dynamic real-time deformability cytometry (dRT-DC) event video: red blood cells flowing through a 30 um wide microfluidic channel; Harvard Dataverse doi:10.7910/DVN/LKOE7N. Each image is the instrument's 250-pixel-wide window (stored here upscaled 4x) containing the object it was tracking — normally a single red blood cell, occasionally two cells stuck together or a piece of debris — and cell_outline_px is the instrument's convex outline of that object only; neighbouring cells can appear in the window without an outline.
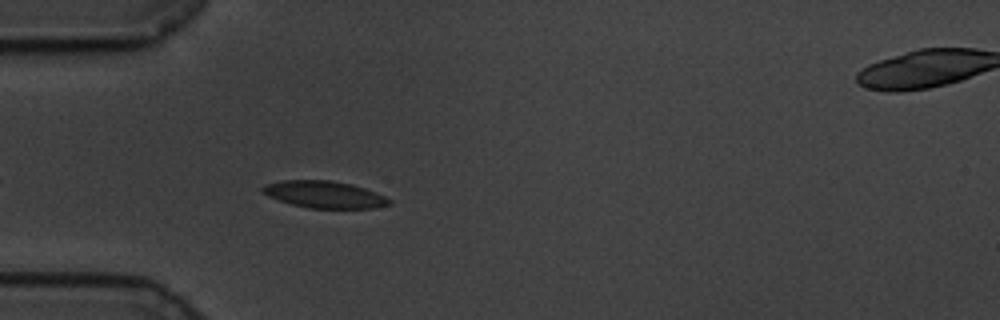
{"species": "common noctule bat (a hibernating species)", "species_latin": "Nyctalus noctula", "temperature_condition": "cold", "stored_images_in_passage": 39, "camera_frame_rate_fps": 3000, "um_per_image_px": 0.085, "animal": {"sex": "male", "body_mass_g": 19.5, "forearm_length_mm": 54.6}, "frame": {"image": 1, "passage_image": 6, "time_ms": 1.667, "image_size_px": [1000, 320], "cell_outline_px": [[392, 204], [376, 208], [308, 208], [292, 204], [268, 196], [260, 192], [260, 188], [264, 184], [280, 180], [328, 180], [352, 184], [376, 192], [392, 200]], "centroid_in_image_um": [27.56, 16.53], "position_along_channel_um": 57.4, "area_um2": 20.06}}
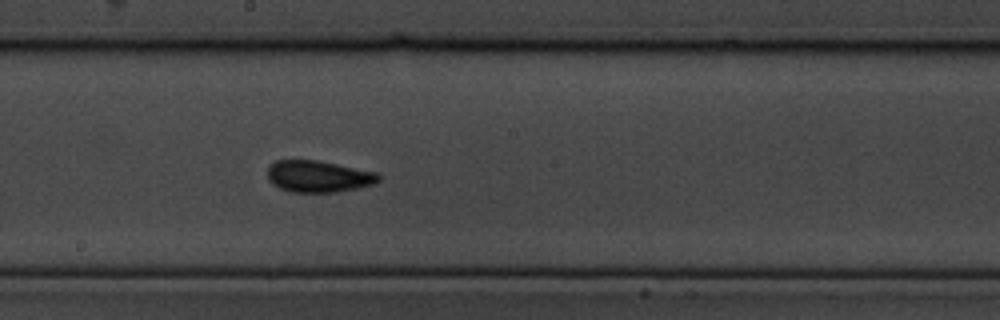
{"frame": {"image": 2, "passage_image": 21, "time_ms": 6.667, "image_size_px": [1000, 320], "cell_outline_px": [[380, 180], [372, 184], [356, 188], [336, 192], [288, 192], [272, 184], [268, 180], [268, 164], [276, 160], [316, 160], [376, 172], [380, 176]], "centroid_in_image_um": [27.01, 14.99], "position_along_channel_um": 221.2, "area_um2": 20.46}}
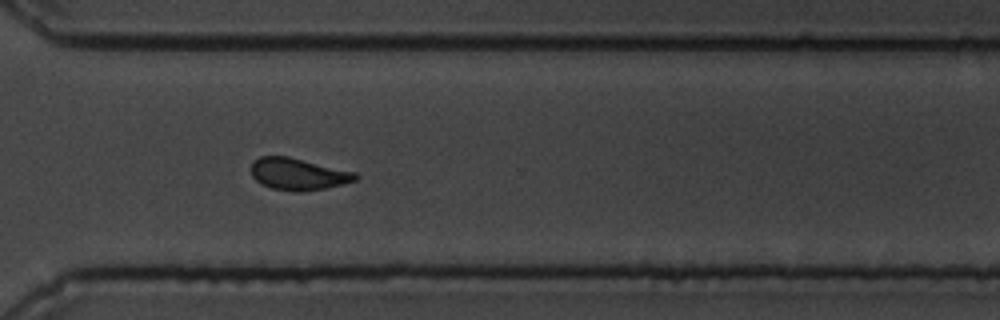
{"frame": {"image": 3, "passage_image": 32, "time_ms": 10.333, "image_size_px": [1000, 320], "cell_outline_px": [[360, 176], [356, 180], [328, 188], [296, 192], [272, 188], [256, 180], [252, 176], [252, 160], [260, 156], [288, 156], [356, 172]], "centroid_in_image_um": [25.37, 14.79], "position_along_channel_um": 345.2, "area_um2": 19.36}, "authors_computed_cell_mechanics": {"area_um2": 19.941, "velocity_mm_per_s": 3.3873, "shape_relaxation_time_tau1_ms": 4.0152, "shape_relaxation_time_tau2_ms": 1.4801, "deformation_change_tau1": 0.1277, "deformation_change_tau2": 0.076}}